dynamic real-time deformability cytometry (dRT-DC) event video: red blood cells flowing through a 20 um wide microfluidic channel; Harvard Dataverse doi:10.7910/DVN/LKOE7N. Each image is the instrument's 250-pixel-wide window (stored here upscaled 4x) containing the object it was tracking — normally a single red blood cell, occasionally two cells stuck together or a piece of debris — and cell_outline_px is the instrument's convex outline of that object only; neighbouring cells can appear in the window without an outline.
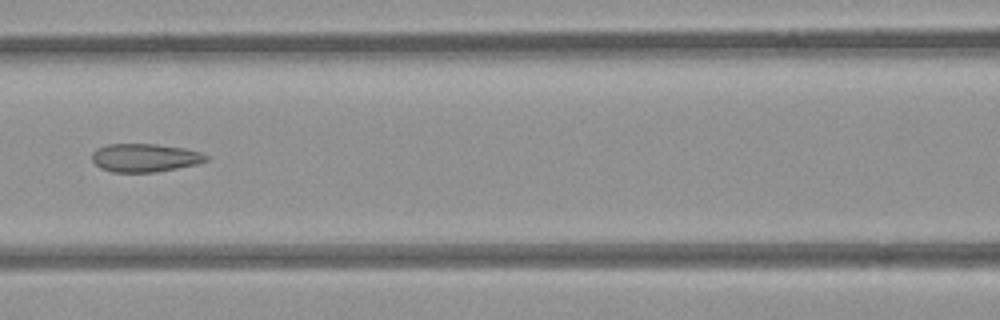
{"species": "common noctule bat (a hibernating species)", "species_latin": "Nyctalus noctula", "temperature_condition": "room temperature", "stored_images_in_passage": 8, "camera_frame_rate_fps": 3000, "um_per_image_px": 0.085, "animal": {"sex": "female", "body_mass_g": 21.9}, "frame": {"image": 1, "passage_image": 7, "time_ms": 2.0, "image_size_px": [1000, 320], "cell_outline_px": [[208, 160], [196, 164], [156, 172], [112, 172], [100, 168], [92, 160], [92, 152], [96, 148], [108, 144], [156, 144], [184, 148], [200, 152], [208, 156]], "centroid_in_image_um": [12.29, 13.4], "position_along_channel_um": 154.3, "area_um2": 18.79}}
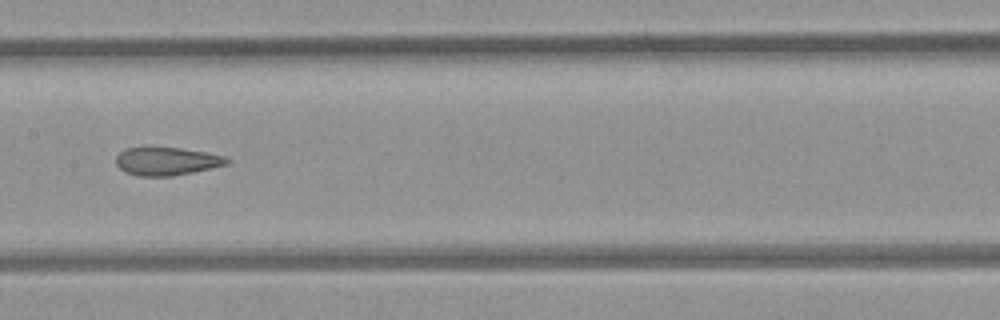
{"frame": {"image": 2, "passage_image": 8, "time_ms": 2.333, "image_size_px": [1000, 320], "cell_outline_px": [[232, 160], [228, 164], [212, 168], [172, 176], [140, 176], [128, 172], [120, 168], [116, 164], [116, 156], [120, 152], [128, 148], [180, 148], [204, 152], [224, 156]], "centroid_in_image_um": [14.2, 13.71], "position_along_channel_um": 193.2, "area_um2": 17.86}}